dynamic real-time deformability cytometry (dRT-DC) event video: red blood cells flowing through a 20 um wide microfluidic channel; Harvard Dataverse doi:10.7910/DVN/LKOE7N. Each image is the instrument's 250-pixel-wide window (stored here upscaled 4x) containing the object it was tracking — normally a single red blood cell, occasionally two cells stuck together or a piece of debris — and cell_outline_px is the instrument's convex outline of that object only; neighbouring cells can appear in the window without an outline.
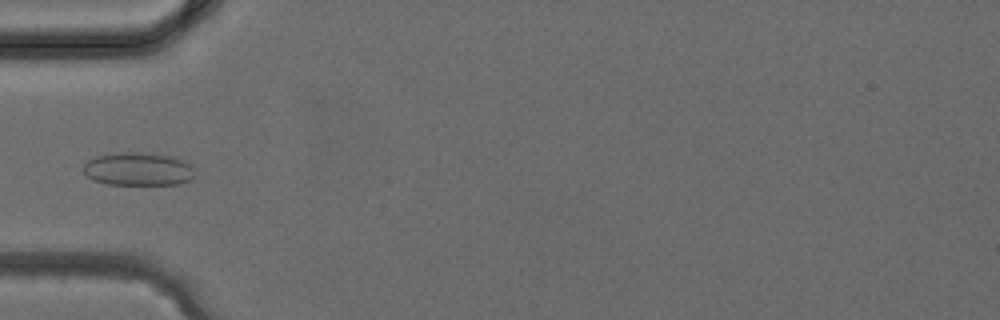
{"species": "common noctule bat (a hibernating species)", "species_latin": "Nyctalus noctula", "temperature_condition": "cold", "stored_images_in_passage": 39, "camera_frame_rate_fps": 3000, "um_per_image_px": 0.085, "animal": {"sex": "female", "body_mass_g": 24.6, "forearm_length_mm": 56.2}, "frame": {"image": 1, "passage_image": 13, "time_ms": 4.0, "image_size_px": [1000, 320], "cell_outline_px": [[192, 180], [180, 184], [108, 184], [92, 180], [84, 172], [84, 164], [88, 160], [96, 156], [120, 152], [136, 152], [176, 156], [184, 160], [192, 168]], "centroid_in_image_um": [11.74, 14.36], "position_along_channel_um": 73.3, "area_um2": 21.5}}
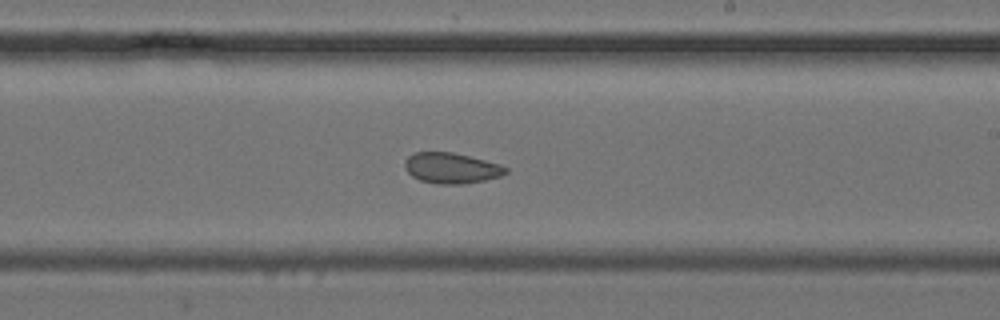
{"frame": {"image": 2, "passage_image": 23, "time_ms": 7.333, "image_size_px": [1000, 320], "cell_outline_px": [[508, 172], [500, 176], [484, 180], [464, 184], [436, 184], [420, 180], [412, 176], [404, 168], [404, 160], [408, 156], [416, 152], [452, 152], [500, 164], [508, 168]], "centroid_in_image_um": [38.34, 14.29], "position_along_channel_um": 250.7, "area_um2": 18.03}}
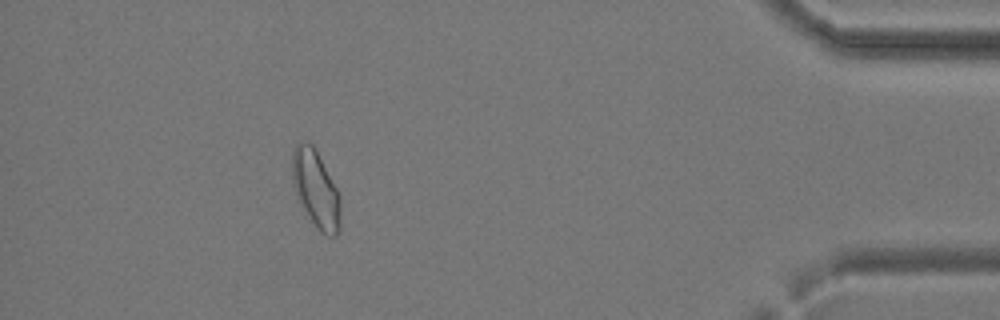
{"frame": {"image": 3, "passage_image": 35, "time_ms": 11.333, "image_size_px": [1000, 320], "cell_outline_px": [[340, 232], [336, 236], [328, 236], [320, 232], [316, 228], [304, 208], [296, 192], [292, 180], [292, 152], [296, 144], [304, 140], [312, 144], [336, 188], [340, 196]], "centroid_in_image_um": [26.85, 16.09], "position_along_channel_um": 408.3, "area_um2": 21.39}}